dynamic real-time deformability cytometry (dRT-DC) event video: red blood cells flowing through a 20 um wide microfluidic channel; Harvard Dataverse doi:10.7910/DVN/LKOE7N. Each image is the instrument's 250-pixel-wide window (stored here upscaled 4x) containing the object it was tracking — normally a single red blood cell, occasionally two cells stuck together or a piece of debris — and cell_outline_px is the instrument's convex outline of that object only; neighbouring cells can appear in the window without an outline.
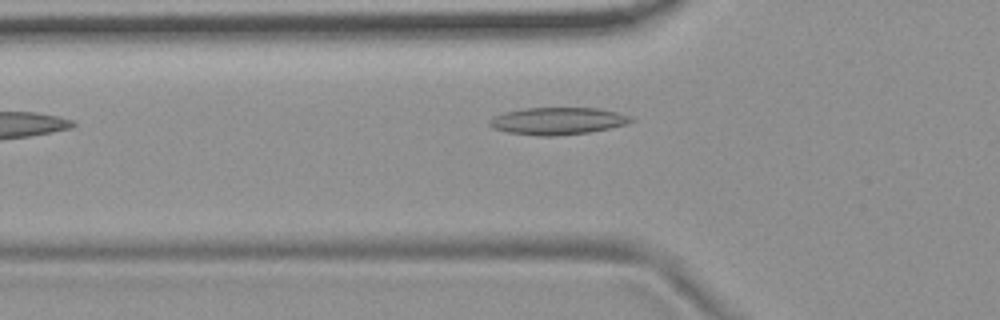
{"species": "common noctule bat (a hibernating species)", "species_latin": "Nyctalus noctula", "temperature_condition": "room temperature", "stored_images_in_passage": 5, "camera_frame_rate_fps": 3000, "um_per_image_px": 0.085, "animal": {"sex": "female", "body_mass_g": 19.9}, "frame": {"image": 1, "passage_image": 4, "time_ms": 4.667, "image_size_px": [1000, 320], "cell_outline_px": [[636, 120], [628, 124], [588, 132], [556, 136], [540, 136], [508, 132], [496, 128], [488, 124], [488, 120], [504, 112], [524, 108], [600, 108], [632, 116]], "centroid_in_image_um": [47.45, 10.28], "position_along_channel_um": 78.4, "area_um2": 22.37}}
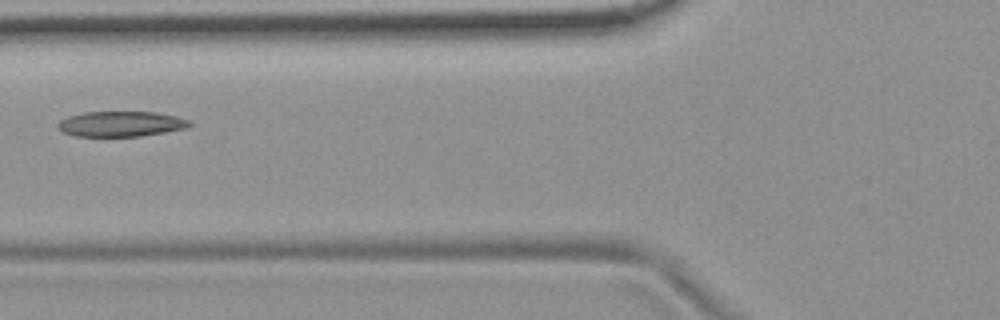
{"frame": {"image": 2, "passage_image": 5, "time_ms": 5.667, "image_size_px": [1000, 320], "cell_outline_px": [[192, 124], [188, 128], [140, 136], [76, 136], [64, 132], [56, 128], [56, 124], [60, 120], [68, 116], [84, 112], [156, 112], [176, 116], [188, 120]], "centroid_in_image_um": [10.26, 10.53], "position_along_channel_um": 115.5, "area_um2": 19.42}}